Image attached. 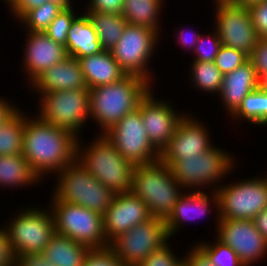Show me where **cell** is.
Listing matches in <instances>:
<instances>
[{
	"label": "cell",
	"instance_id": "4fadbf2b",
	"mask_svg": "<svg viewBox=\"0 0 267 266\" xmlns=\"http://www.w3.org/2000/svg\"><path fill=\"white\" fill-rule=\"evenodd\" d=\"M169 240L165 220L152 217L116 237L109 247L126 266H138Z\"/></svg>",
	"mask_w": 267,
	"mask_h": 266
},
{
	"label": "cell",
	"instance_id": "7c38bea8",
	"mask_svg": "<svg viewBox=\"0 0 267 266\" xmlns=\"http://www.w3.org/2000/svg\"><path fill=\"white\" fill-rule=\"evenodd\" d=\"M213 4L214 23L211 25L216 29L221 44L249 56L260 37L252 23L248 8L231 1Z\"/></svg>",
	"mask_w": 267,
	"mask_h": 266
},
{
	"label": "cell",
	"instance_id": "4316f807",
	"mask_svg": "<svg viewBox=\"0 0 267 266\" xmlns=\"http://www.w3.org/2000/svg\"><path fill=\"white\" fill-rule=\"evenodd\" d=\"M90 249L67 236L55 233L42 254L54 266H83Z\"/></svg>",
	"mask_w": 267,
	"mask_h": 266
},
{
	"label": "cell",
	"instance_id": "db71d44e",
	"mask_svg": "<svg viewBox=\"0 0 267 266\" xmlns=\"http://www.w3.org/2000/svg\"><path fill=\"white\" fill-rule=\"evenodd\" d=\"M267 170V169H266ZM265 174V175H264ZM263 174V176L265 177V180L267 182V171Z\"/></svg>",
	"mask_w": 267,
	"mask_h": 266
},
{
	"label": "cell",
	"instance_id": "681fc988",
	"mask_svg": "<svg viewBox=\"0 0 267 266\" xmlns=\"http://www.w3.org/2000/svg\"><path fill=\"white\" fill-rule=\"evenodd\" d=\"M258 87L262 90L267 92V73L262 74L259 77Z\"/></svg>",
	"mask_w": 267,
	"mask_h": 266
},
{
	"label": "cell",
	"instance_id": "74e56055",
	"mask_svg": "<svg viewBox=\"0 0 267 266\" xmlns=\"http://www.w3.org/2000/svg\"><path fill=\"white\" fill-rule=\"evenodd\" d=\"M83 266H126L113 250L108 246L105 248L90 249L85 257Z\"/></svg>",
	"mask_w": 267,
	"mask_h": 266
},
{
	"label": "cell",
	"instance_id": "5b68a950",
	"mask_svg": "<svg viewBox=\"0 0 267 266\" xmlns=\"http://www.w3.org/2000/svg\"><path fill=\"white\" fill-rule=\"evenodd\" d=\"M131 191L148 207L152 217L166 220L185 192L170 168L160 160L134 165Z\"/></svg>",
	"mask_w": 267,
	"mask_h": 266
},
{
	"label": "cell",
	"instance_id": "2e32d148",
	"mask_svg": "<svg viewBox=\"0 0 267 266\" xmlns=\"http://www.w3.org/2000/svg\"><path fill=\"white\" fill-rule=\"evenodd\" d=\"M215 237L230 246L245 266H257L267 258V240L253 220L219 219Z\"/></svg>",
	"mask_w": 267,
	"mask_h": 266
},
{
	"label": "cell",
	"instance_id": "277c9868",
	"mask_svg": "<svg viewBox=\"0 0 267 266\" xmlns=\"http://www.w3.org/2000/svg\"><path fill=\"white\" fill-rule=\"evenodd\" d=\"M216 144L199 157H186L168 165L185 191H216L239 168L236 155Z\"/></svg>",
	"mask_w": 267,
	"mask_h": 266
},
{
	"label": "cell",
	"instance_id": "ba28073f",
	"mask_svg": "<svg viewBox=\"0 0 267 266\" xmlns=\"http://www.w3.org/2000/svg\"><path fill=\"white\" fill-rule=\"evenodd\" d=\"M29 205V206H28ZM27 204L13 212L3 223L16 256L42 253L55 232L52 212L48 206ZM24 207V208H23Z\"/></svg>",
	"mask_w": 267,
	"mask_h": 266
},
{
	"label": "cell",
	"instance_id": "484cf974",
	"mask_svg": "<svg viewBox=\"0 0 267 266\" xmlns=\"http://www.w3.org/2000/svg\"><path fill=\"white\" fill-rule=\"evenodd\" d=\"M167 0H124L122 16L128 24L148 27L163 34L161 19Z\"/></svg>",
	"mask_w": 267,
	"mask_h": 266
},
{
	"label": "cell",
	"instance_id": "7402d4cb",
	"mask_svg": "<svg viewBox=\"0 0 267 266\" xmlns=\"http://www.w3.org/2000/svg\"><path fill=\"white\" fill-rule=\"evenodd\" d=\"M258 82L255 67L249 60L234 71L224 74L217 97L228 118L239 108L246 95L258 88Z\"/></svg>",
	"mask_w": 267,
	"mask_h": 266
},
{
	"label": "cell",
	"instance_id": "c3c4849f",
	"mask_svg": "<svg viewBox=\"0 0 267 266\" xmlns=\"http://www.w3.org/2000/svg\"><path fill=\"white\" fill-rule=\"evenodd\" d=\"M257 230L262 234V236L267 240V208L261 211L253 219Z\"/></svg>",
	"mask_w": 267,
	"mask_h": 266
},
{
	"label": "cell",
	"instance_id": "f1b7e54d",
	"mask_svg": "<svg viewBox=\"0 0 267 266\" xmlns=\"http://www.w3.org/2000/svg\"><path fill=\"white\" fill-rule=\"evenodd\" d=\"M191 62V63H190ZM190 69L189 71L187 84H191L190 86L194 88L197 93L202 92L206 93L204 95L210 96H218L222 82H223V74L216 67L214 62H204V61H189Z\"/></svg>",
	"mask_w": 267,
	"mask_h": 266
},
{
	"label": "cell",
	"instance_id": "f546056e",
	"mask_svg": "<svg viewBox=\"0 0 267 266\" xmlns=\"http://www.w3.org/2000/svg\"><path fill=\"white\" fill-rule=\"evenodd\" d=\"M93 23L103 50L111 51L128 24L121 14L84 11Z\"/></svg>",
	"mask_w": 267,
	"mask_h": 266
},
{
	"label": "cell",
	"instance_id": "d6a6232c",
	"mask_svg": "<svg viewBox=\"0 0 267 266\" xmlns=\"http://www.w3.org/2000/svg\"><path fill=\"white\" fill-rule=\"evenodd\" d=\"M199 239L195 242L209 257L215 266H245L239 259L236 252L230 247L223 244L215 236L213 241Z\"/></svg>",
	"mask_w": 267,
	"mask_h": 266
},
{
	"label": "cell",
	"instance_id": "8fae6325",
	"mask_svg": "<svg viewBox=\"0 0 267 266\" xmlns=\"http://www.w3.org/2000/svg\"><path fill=\"white\" fill-rule=\"evenodd\" d=\"M52 212L55 232L93 248L109 246L103 227L102 215L82 206L63 202L47 201Z\"/></svg>",
	"mask_w": 267,
	"mask_h": 266
},
{
	"label": "cell",
	"instance_id": "cb8c5ba5",
	"mask_svg": "<svg viewBox=\"0 0 267 266\" xmlns=\"http://www.w3.org/2000/svg\"><path fill=\"white\" fill-rule=\"evenodd\" d=\"M65 49L67 56L77 60L98 54L103 50L93 23L86 12H80L72 21Z\"/></svg>",
	"mask_w": 267,
	"mask_h": 266
},
{
	"label": "cell",
	"instance_id": "7a4b0ae2",
	"mask_svg": "<svg viewBox=\"0 0 267 266\" xmlns=\"http://www.w3.org/2000/svg\"><path fill=\"white\" fill-rule=\"evenodd\" d=\"M152 88L153 85L144 78L126 75L118 82L89 89L90 123L96 124L95 132L104 134L126 114L137 109Z\"/></svg>",
	"mask_w": 267,
	"mask_h": 266
},
{
	"label": "cell",
	"instance_id": "e575fe53",
	"mask_svg": "<svg viewBox=\"0 0 267 266\" xmlns=\"http://www.w3.org/2000/svg\"><path fill=\"white\" fill-rule=\"evenodd\" d=\"M221 46L220 37L214 27L208 33L202 31L190 60L214 62Z\"/></svg>",
	"mask_w": 267,
	"mask_h": 266
},
{
	"label": "cell",
	"instance_id": "44dd1931",
	"mask_svg": "<svg viewBox=\"0 0 267 266\" xmlns=\"http://www.w3.org/2000/svg\"><path fill=\"white\" fill-rule=\"evenodd\" d=\"M86 88L79 61L69 56L48 68L27 87L33 94Z\"/></svg>",
	"mask_w": 267,
	"mask_h": 266
},
{
	"label": "cell",
	"instance_id": "d590c367",
	"mask_svg": "<svg viewBox=\"0 0 267 266\" xmlns=\"http://www.w3.org/2000/svg\"><path fill=\"white\" fill-rule=\"evenodd\" d=\"M171 241L172 239L157 251L152 252L138 266H181L184 263V255L182 256V252L180 254L171 247L173 245L170 244L172 243Z\"/></svg>",
	"mask_w": 267,
	"mask_h": 266
},
{
	"label": "cell",
	"instance_id": "f907efd6",
	"mask_svg": "<svg viewBox=\"0 0 267 266\" xmlns=\"http://www.w3.org/2000/svg\"><path fill=\"white\" fill-rule=\"evenodd\" d=\"M265 0H232L231 2L248 7L254 3L262 2Z\"/></svg>",
	"mask_w": 267,
	"mask_h": 266
},
{
	"label": "cell",
	"instance_id": "1f68e13d",
	"mask_svg": "<svg viewBox=\"0 0 267 266\" xmlns=\"http://www.w3.org/2000/svg\"><path fill=\"white\" fill-rule=\"evenodd\" d=\"M71 2H47L27 11L18 21L21 31L44 32L56 16ZM21 24V26H20ZM23 28V29H22Z\"/></svg>",
	"mask_w": 267,
	"mask_h": 266
},
{
	"label": "cell",
	"instance_id": "ee69618b",
	"mask_svg": "<svg viewBox=\"0 0 267 266\" xmlns=\"http://www.w3.org/2000/svg\"><path fill=\"white\" fill-rule=\"evenodd\" d=\"M17 256L6 230L0 227V266H16Z\"/></svg>",
	"mask_w": 267,
	"mask_h": 266
},
{
	"label": "cell",
	"instance_id": "bcb514c9",
	"mask_svg": "<svg viewBox=\"0 0 267 266\" xmlns=\"http://www.w3.org/2000/svg\"><path fill=\"white\" fill-rule=\"evenodd\" d=\"M16 266H54L42 253L22 254L17 256Z\"/></svg>",
	"mask_w": 267,
	"mask_h": 266
},
{
	"label": "cell",
	"instance_id": "ab89813d",
	"mask_svg": "<svg viewBox=\"0 0 267 266\" xmlns=\"http://www.w3.org/2000/svg\"><path fill=\"white\" fill-rule=\"evenodd\" d=\"M181 26V28H175L172 31V34L175 35L174 40L176 41V44H178L183 50L182 51H186L185 53H188L191 55L196 47V44L199 40L200 35L202 34L201 31L198 30H191L189 28V30L186 28ZM191 30V31H190ZM190 31V32H189Z\"/></svg>",
	"mask_w": 267,
	"mask_h": 266
},
{
	"label": "cell",
	"instance_id": "6da1fadb",
	"mask_svg": "<svg viewBox=\"0 0 267 266\" xmlns=\"http://www.w3.org/2000/svg\"><path fill=\"white\" fill-rule=\"evenodd\" d=\"M29 114L25 112L22 155L44 182L76 160L78 137L67 129L45 123L33 111Z\"/></svg>",
	"mask_w": 267,
	"mask_h": 266
},
{
	"label": "cell",
	"instance_id": "52a82bcc",
	"mask_svg": "<svg viewBox=\"0 0 267 266\" xmlns=\"http://www.w3.org/2000/svg\"><path fill=\"white\" fill-rule=\"evenodd\" d=\"M37 99L36 112L45 123L64 128L77 137L83 135L90 117V91L86 89L60 90L33 94ZM37 95V96H36ZM83 128V129H82Z\"/></svg>",
	"mask_w": 267,
	"mask_h": 266
},
{
	"label": "cell",
	"instance_id": "f6af8a7d",
	"mask_svg": "<svg viewBox=\"0 0 267 266\" xmlns=\"http://www.w3.org/2000/svg\"><path fill=\"white\" fill-rule=\"evenodd\" d=\"M184 255V262L187 266H215L207 254L195 243L187 248Z\"/></svg>",
	"mask_w": 267,
	"mask_h": 266
},
{
	"label": "cell",
	"instance_id": "7bdbcfd3",
	"mask_svg": "<svg viewBox=\"0 0 267 266\" xmlns=\"http://www.w3.org/2000/svg\"><path fill=\"white\" fill-rule=\"evenodd\" d=\"M73 2L75 0H15L14 3L8 8L13 21L17 22L27 11L35 9L47 2Z\"/></svg>",
	"mask_w": 267,
	"mask_h": 266
},
{
	"label": "cell",
	"instance_id": "5bb4252c",
	"mask_svg": "<svg viewBox=\"0 0 267 266\" xmlns=\"http://www.w3.org/2000/svg\"><path fill=\"white\" fill-rule=\"evenodd\" d=\"M104 134L133 165H147L159 160L160 153L149 140L139 108L126 114Z\"/></svg>",
	"mask_w": 267,
	"mask_h": 266
},
{
	"label": "cell",
	"instance_id": "603a6c76",
	"mask_svg": "<svg viewBox=\"0 0 267 266\" xmlns=\"http://www.w3.org/2000/svg\"><path fill=\"white\" fill-rule=\"evenodd\" d=\"M78 61L88 89L118 82L127 75L108 50L79 58Z\"/></svg>",
	"mask_w": 267,
	"mask_h": 266
},
{
	"label": "cell",
	"instance_id": "9c48e42d",
	"mask_svg": "<svg viewBox=\"0 0 267 266\" xmlns=\"http://www.w3.org/2000/svg\"><path fill=\"white\" fill-rule=\"evenodd\" d=\"M161 36L164 37L157 30L127 24L111 53L127 75L142 77L154 86L157 81L154 78L156 72L150 64L154 59V54H158L155 52L159 50L158 45L162 44L160 40L164 41Z\"/></svg>",
	"mask_w": 267,
	"mask_h": 266
},
{
	"label": "cell",
	"instance_id": "3957f363",
	"mask_svg": "<svg viewBox=\"0 0 267 266\" xmlns=\"http://www.w3.org/2000/svg\"><path fill=\"white\" fill-rule=\"evenodd\" d=\"M91 137L87 144L78 137L76 159L114 194L131 191L134 165L122 157L105 134Z\"/></svg>",
	"mask_w": 267,
	"mask_h": 266
},
{
	"label": "cell",
	"instance_id": "b9f144b4",
	"mask_svg": "<svg viewBox=\"0 0 267 266\" xmlns=\"http://www.w3.org/2000/svg\"><path fill=\"white\" fill-rule=\"evenodd\" d=\"M248 57L255 67L258 78L262 74L267 73V38H259L255 48Z\"/></svg>",
	"mask_w": 267,
	"mask_h": 266
},
{
	"label": "cell",
	"instance_id": "816d5d0a",
	"mask_svg": "<svg viewBox=\"0 0 267 266\" xmlns=\"http://www.w3.org/2000/svg\"><path fill=\"white\" fill-rule=\"evenodd\" d=\"M1 1L4 2L5 5H7L6 9H8L14 3L15 0H0V3Z\"/></svg>",
	"mask_w": 267,
	"mask_h": 266
},
{
	"label": "cell",
	"instance_id": "f35d334b",
	"mask_svg": "<svg viewBox=\"0 0 267 266\" xmlns=\"http://www.w3.org/2000/svg\"><path fill=\"white\" fill-rule=\"evenodd\" d=\"M252 23L260 38H267V0L247 7Z\"/></svg>",
	"mask_w": 267,
	"mask_h": 266
},
{
	"label": "cell",
	"instance_id": "e0dca14e",
	"mask_svg": "<svg viewBox=\"0 0 267 266\" xmlns=\"http://www.w3.org/2000/svg\"><path fill=\"white\" fill-rule=\"evenodd\" d=\"M189 113L178 123L172 139L162 150L159 160L166 165L186 157H199L213 145L210 129L198 116ZM191 112V113H190ZM207 125V126H206ZM212 141V142H211Z\"/></svg>",
	"mask_w": 267,
	"mask_h": 266
},
{
	"label": "cell",
	"instance_id": "f5cc1de1",
	"mask_svg": "<svg viewBox=\"0 0 267 266\" xmlns=\"http://www.w3.org/2000/svg\"><path fill=\"white\" fill-rule=\"evenodd\" d=\"M213 3H216V2H227V1H232V0H211Z\"/></svg>",
	"mask_w": 267,
	"mask_h": 266
},
{
	"label": "cell",
	"instance_id": "8992f818",
	"mask_svg": "<svg viewBox=\"0 0 267 266\" xmlns=\"http://www.w3.org/2000/svg\"><path fill=\"white\" fill-rule=\"evenodd\" d=\"M53 178H55V184H53L49 201L75 204L103 215L115 196L112 191L92 176L77 159L56 173Z\"/></svg>",
	"mask_w": 267,
	"mask_h": 266
},
{
	"label": "cell",
	"instance_id": "60d3db41",
	"mask_svg": "<svg viewBox=\"0 0 267 266\" xmlns=\"http://www.w3.org/2000/svg\"><path fill=\"white\" fill-rule=\"evenodd\" d=\"M86 3L82 6L83 11L122 15L124 0H86Z\"/></svg>",
	"mask_w": 267,
	"mask_h": 266
},
{
	"label": "cell",
	"instance_id": "d6986e66",
	"mask_svg": "<svg viewBox=\"0 0 267 266\" xmlns=\"http://www.w3.org/2000/svg\"><path fill=\"white\" fill-rule=\"evenodd\" d=\"M214 213V214H213ZM212 214L216 234L219 221L218 195L216 191H185L175 203L173 212L165 220L169 239L179 234L188 223L201 220ZM204 220V219H203ZM181 229V230H180Z\"/></svg>",
	"mask_w": 267,
	"mask_h": 266
},
{
	"label": "cell",
	"instance_id": "7dc6e473",
	"mask_svg": "<svg viewBox=\"0 0 267 266\" xmlns=\"http://www.w3.org/2000/svg\"><path fill=\"white\" fill-rule=\"evenodd\" d=\"M14 101L13 98L12 101L10 98L8 100L6 94L5 97L0 95V124L8 120L20 108L16 100Z\"/></svg>",
	"mask_w": 267,
	"mask_h": 266
},
{
	"label": "cell",
	"instance_id": "8d00e7d4",
	"mask_svg": "<svg viewBox=\"0 0 267 266\" xmlns=\"http://www.w3.org/2000/svg\"><path fill=\"white\" fill-rule=\"evenodd\" d=\"M248 60L249 57L244 52L222 45L215 57L214 64L224 75L234 71Z\"/></svg>",
	"mask_w": 267,
	"mask_h": 266
},
{
	"label": "cell",
	"instance_id": "83f0119b",
	"mask_svg": "<svg viewBox=\"0 0 267 266\" xmlns=\"http://www.w3.org/2000/svg\"><path fill=\"white\" fill-rule=\"evenodd\" d=\"M230 120L232 123L236 121L235 126L238 122L244 125L246 121L248 126H261L264 129L267 126V92L258 87L247 94L239 108L229 117Z\"/></svg>",
	"mask_w": 267,
	"mask_h": 266
},
{
	"label": "cell",
	"instance_id": "9a60e30c",
	"mask_svg": "<svg viewBox=\"0 0 267 266\" xmlns=\"http://www.w3.org/2000/svg\"><path fill=\"white\" fill-rule=\"evenodd\" d=\"M154 88L156 84L139 102L138 108L150 142L161 153L172 139L178 123L187 111H179L170 99L157 97L159 95Z\"/></svg>",
	"mask_w": 267,
	"mask_h": 266
},
{
	"label": "cell",
	"instance_id": "ffe728a7",
	"mask_svg": "<svg viewBox=\"0 0 267 266\" xmlns=\"http://www.w3.org/2000/svg\"><path fill=\"white\" fill-rule=\"evenodd\" d=\"M102 217L108 243L135 225L152 218L147 205L132 191L115 194Z\"/></svg>",
	"mask_w": 267,
	"mask_h": 266
},
{
	"label": "cell",
	"instance_id": "ac0fdd59",
	"mask_svg": "<svg viewBox=\"0 0 267 266\" xmlns=\"http://www.w3.org/2000/svg\"><path fill=\"white\" fill-rule=\"evenodd\" d=\"M20 67L25 71L27 87L44 71L67 58L65 46L55 42L44 32L25 31Z\"/></svg>",
	"mask_w": 267,
	"mask_h": 266
},
{
	"label": "cell",
	"instance_id": "4dcf8cb0",
	"mask_svg": "<svg viewBox=\"0 0 267 266\" xmlns=\"http://www.w3.org/2000/svg\"><path fill=\"white\" fill-rule=\"evenodd\" d=\"M22 106L0 124V156L19 155L23 152L25 109Z\"/></svg>",
	"mask_w": 267,
	"mask_h": 266
},
{
	"label": "cell",
	"instance_id": "30bf717a",
	"mask_svg": "<svg viewBox=\"0 0 267 266\" xmlns=\"http://www.w3.org/2000/svg\"><path fill=\"white\" fill-rule=\"evenodd\" d=\"M225 181L217 190L219 219L253 220L267 208V182L262 175Z\"/></svg>",
	"mask_w": 267,
	"mask_h": 266
},
{
	"label": "cell",
	"instance_id": "836d02e7",
	"mask_svg": "<svg viewBox=\"0 0 267 266\" xmlns=\"http://www.w3.org/2000/svg\"><path fill=\"white\" fill-rule=\"evenodd\" d=\"M74 3V4H73ZM76 2H71L56 16L50 23L44 33L53 39L55 42L60 43L66 47L68 31L74 18L82 12L81 7H75ZM77 8V9H76ZM81 11H80V10ZM77 10V11H76ZM79 11V12H78Z\"/></svg>",
	"mask_w": 267,
	"mask_h": 266
},
{
	"label": "cell",
	"instance_id": "d4e9b609",
	"mask_svg": "<svg viewBox=\"0 0 267 266\" xmlns=\"http://www.w3.org/2000/svg\"><path fill=\"white\" fill-rule=\"evenodd\" d=\"M40 178L22 155L0 156V190H14L40 186Z\"/></svg>",
	"mask_w": 267,
	"mask_h": 266
}]
</instances>
